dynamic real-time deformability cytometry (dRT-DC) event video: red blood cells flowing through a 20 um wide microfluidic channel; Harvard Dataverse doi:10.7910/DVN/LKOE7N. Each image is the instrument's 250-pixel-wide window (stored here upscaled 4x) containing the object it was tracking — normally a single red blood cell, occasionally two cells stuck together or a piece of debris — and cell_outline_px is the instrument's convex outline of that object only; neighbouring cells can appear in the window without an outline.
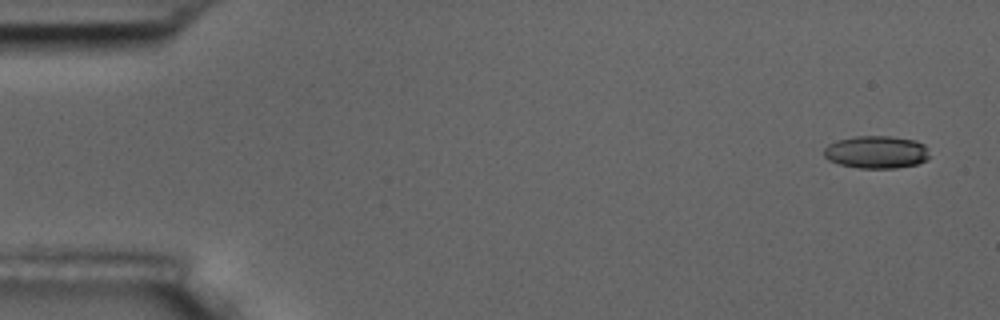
{"species": "common noctule bat (a hibernating species)", "species_latin": "Nyctalus noctula", "temperature_condition": "room temperature", "stored_images_in_passage": 5, "camera_frame_rate_fps": 3000, "um_per_image_px": 0.085, "animal": {"sex": "male", "body_mass_g": 17.5, "forearm_length_mm": 52.3}, "frame": {"image": 1, "passage_image": 1, "time_ms": 0.0, "image_size_px": [1000, 320], "cell_outline_px": [[928, 160], [916, 164], [896, 168], [860, 168], [840, 164], [828, 160], [824, 156], [824, 148], [828, 144], [836, 140], [856, 136], [892, 136], [916, 140], [924, 144], [928, 156]], "centroid_in_image_um": [74.48, 12.92], "position_along_channel_um": 10.5, "area_um2": 20.11}}
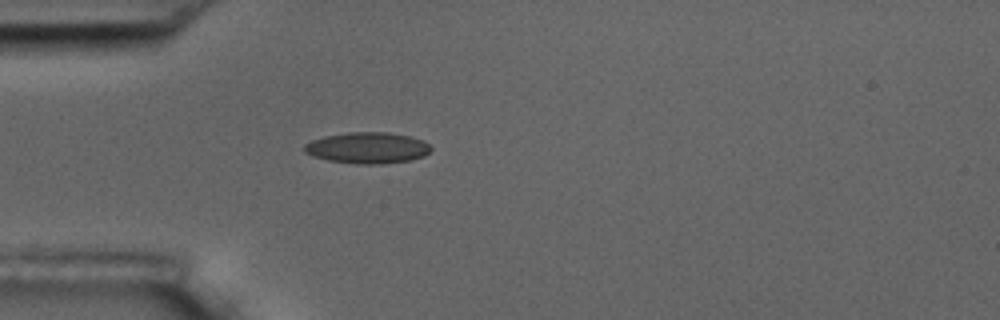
{"frame": {"image": 2, "passage_image": 5, "time_ms": 4.667, "image_size_px": [1000, 320], "cell_outline_px": [[432, 148], [424, 156], [408, 160], [380, 164], [356, 164], [328, 160], [312, 156], [304, 152], [304, 144], [312, 140], [324, 136], [348, 132], [388, 132], [412, 136], [424, 140]], "centroid_in_image_um": [31.23, 12.56], "position_along_channel_um": 53.8, "area_um2": 23.12}}